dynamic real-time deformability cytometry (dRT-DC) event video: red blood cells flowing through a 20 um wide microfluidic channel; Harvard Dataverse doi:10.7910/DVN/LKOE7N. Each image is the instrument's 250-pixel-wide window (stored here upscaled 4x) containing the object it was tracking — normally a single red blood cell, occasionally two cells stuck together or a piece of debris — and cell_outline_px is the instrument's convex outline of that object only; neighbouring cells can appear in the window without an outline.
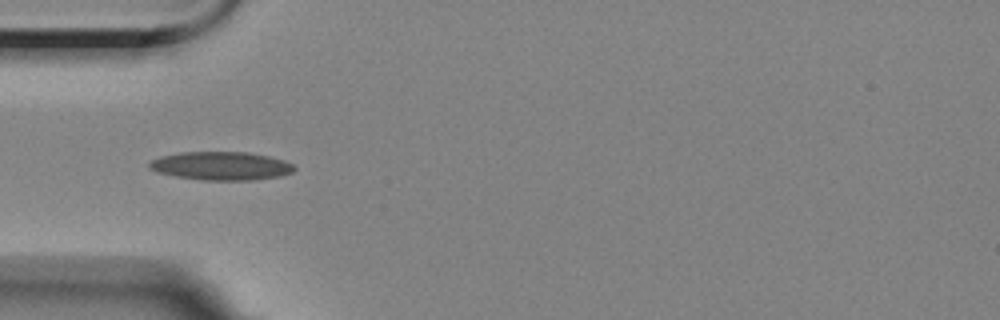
{"species": "Egyptian fruit bat (a non-hibernating species)", "species_latin": "Rousettus aegyptiacus", "temperature_condition": "room temperature", "stored_images_in_passage": 7, "camera_frame_rate_fps": 3000, "um_per_image_px": 0.085, "animal": {"sex": "female"}, "frame": {"image": 1, "passage_image": 1, "time_ms": 0.0, "image_size_px": [1000, 320], "cell_outline_px": [[296, 168], [292, 172], [280, 176], [252, 180], [200, 180], [176, 176], [156, 172], [148, 168], [148, 164], [152, 160], [160, 156], [180, 152], [248, 152], [268, 156], [284, 160], [292, 164]], "centroid_in_image_um": [18.77, 14.1], "position_along_channel_um": 66.2, "area_um2": 24.04}}
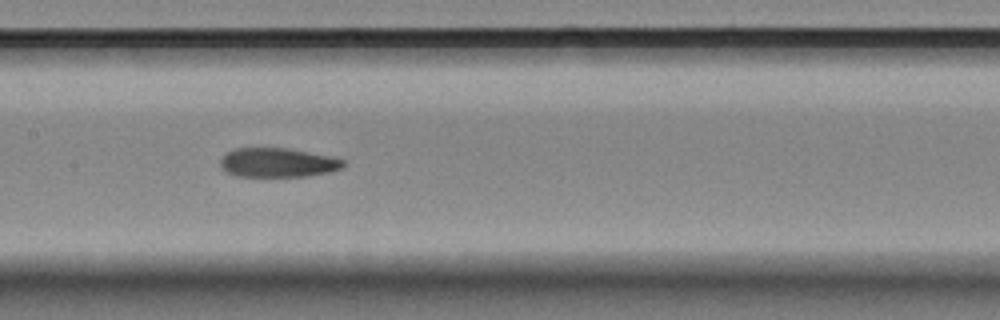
{"frame": {"image": 2, "passage_image": 4, "time_ms": 3.333, "image_size_px": [1000, 320], "cell_outline_px": [[344, 168], [328, 172], [308, 176], [236, 176], [228, 172], [220, 164], [220, 160], [228, 152], [236, 148], [288, 148], [332, 156], [344, 160]], "centroid_in_image_um": [23.65, 13.81], "position_along_channel_um": 183.7, "area_um2": 20.81}}
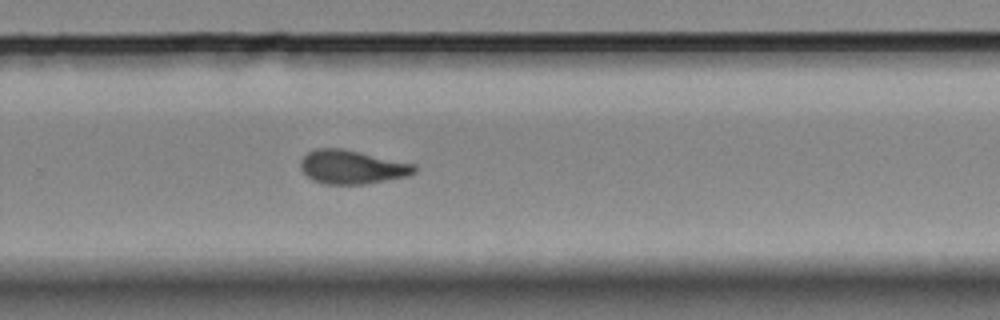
{"frame": {"image": 3, "passage_image": 7, "time_ms": 6.667, "image_size_px": [1000, 320], "cell_outline_px": [[416, 172], [408, 176], [364, 184], [328, 184], [312, 180], [300, 168], [300, 160], [308, 152], [316, 148], [340, 148], [416, 164]], "centroid_in_image_um": [29.92, 14.2], "position_along_channel_um": 299.9, "area_um2": 22.25}}